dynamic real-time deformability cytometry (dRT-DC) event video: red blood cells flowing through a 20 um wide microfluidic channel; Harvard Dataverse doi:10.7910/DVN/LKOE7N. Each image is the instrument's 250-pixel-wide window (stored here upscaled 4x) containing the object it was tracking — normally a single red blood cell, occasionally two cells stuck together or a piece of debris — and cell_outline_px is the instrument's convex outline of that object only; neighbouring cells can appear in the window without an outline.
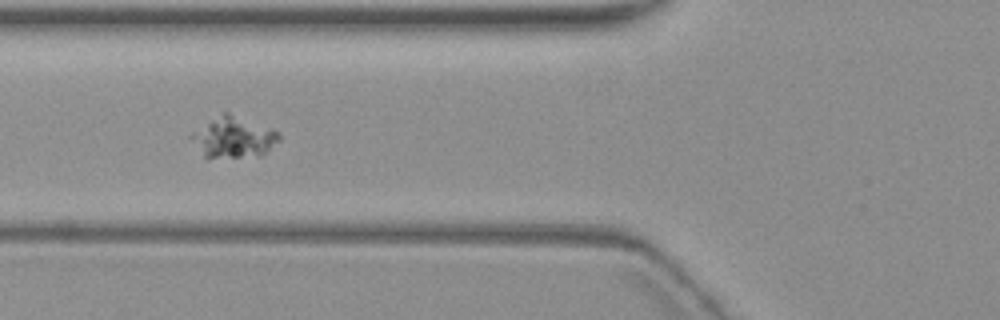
{"species": "common noctule bat (a hibernating species)", "species_latin": "Nyctalus noctula", "temperature_condition": "warm", "stored_images_in_passage": 2, "camera_frame_rate_fps": 3000, "um_per_image_px": 0.085, "animal": {"sex": "female", "body_mass_g": 19.3, "forearm_length_mm": 54.1}, "frame": {"image": 1, "passage_image": 2, "time_ms": 1.333, "image_size_px": [1000, 320], "cell_outline_px": [[280, 140], [268, 152], [260, 156], [208, 160], [204, 156], [188, 136], [192, 132], [224, 112], [228, 112], [272, 128], [280, 132]], "centroid_in_image_um": [19.88, 11.72], "position_along_channel_um": 105.9, "area_um2": 21.39}}